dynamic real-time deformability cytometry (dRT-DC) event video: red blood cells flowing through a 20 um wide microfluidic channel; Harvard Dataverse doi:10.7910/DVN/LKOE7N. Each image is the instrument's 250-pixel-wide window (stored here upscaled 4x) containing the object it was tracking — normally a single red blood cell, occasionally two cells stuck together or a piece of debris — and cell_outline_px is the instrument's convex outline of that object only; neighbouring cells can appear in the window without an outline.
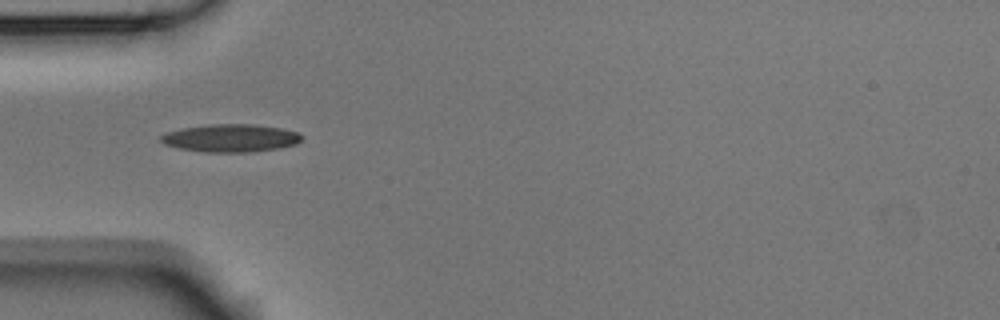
{"species": "Egyptian fruit bat (a non-hibernating species)", "species_latin": "Rousettus aegyptiacus", "temperature_condition": "room temperature", "stored_images_in_passage": 3, "camera_frame_rate_fps": 3000, "um_per_image_px": 0.085, "animal": {"sex": "male"}, "frame": {"image": 1, "passage_image": 1, "time_ms": 0.0, "image_size_px": [1000, 320], "cell_outline_px": [[304, 136], [296, 144], [276, 148], [248, 152], [204, 152], [180, 148], [164, 144], [160, 140], [160, 136], [168, 132], [184, 128], [208, 124], [252, 124], [280, 128], [296, 132]], "centroid_in_image_um": [19.59, 11.73], "position_along_channel_um": 65.4, "area_um2": 22.54}}
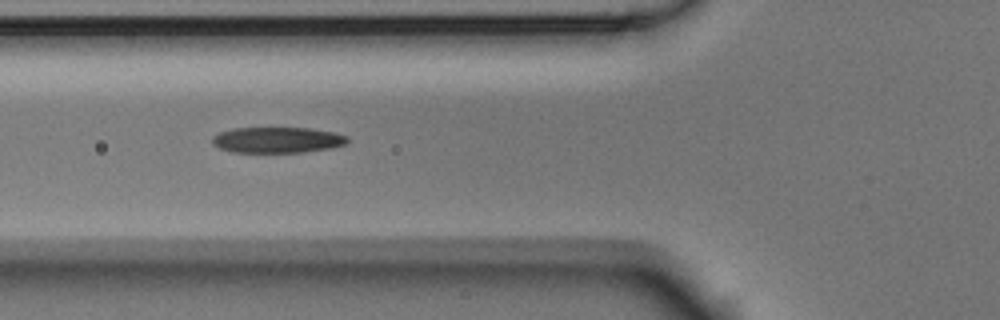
{"frame": {"image": 2, "passage_image": 2, "time_ms": 0.333, "image_size_px": [1000, 320], "cell_outline_px": [[348, 140], [344, 144], [332, 148], [304, 152], [232, 152], [220, 148], [212, 144], [212, 136], [220, 132], [232, 128], [312, 128], [336, 132], [348, 136]], "centroid_in_image_um": [23.58, 11.89], "position_along_channel_um": 102.2, "area_um2": 20.46}}
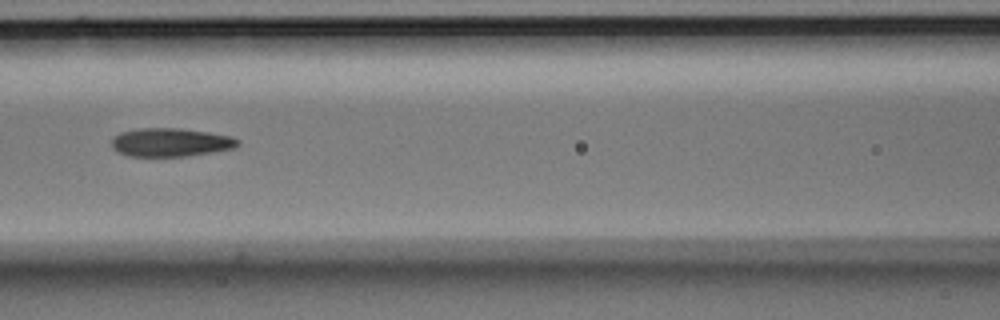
{"frame": {"image": 3, "passage_image": 3, "time_ms": 0.667, "image_size_px": [1000, 320], "cell_outline_px": [[240, 144], [232, 148], [212, 152], [184, 156], [128, 156], [112, 148], [112, 136], [120, 132], [140, 128], [180, 128], [208, 132], [232, 136], [240, 140]], "centroid_in_image_um": [14.49, 12.09], "position_along_channel_um": 152.1, "area_um2": 20.92}}